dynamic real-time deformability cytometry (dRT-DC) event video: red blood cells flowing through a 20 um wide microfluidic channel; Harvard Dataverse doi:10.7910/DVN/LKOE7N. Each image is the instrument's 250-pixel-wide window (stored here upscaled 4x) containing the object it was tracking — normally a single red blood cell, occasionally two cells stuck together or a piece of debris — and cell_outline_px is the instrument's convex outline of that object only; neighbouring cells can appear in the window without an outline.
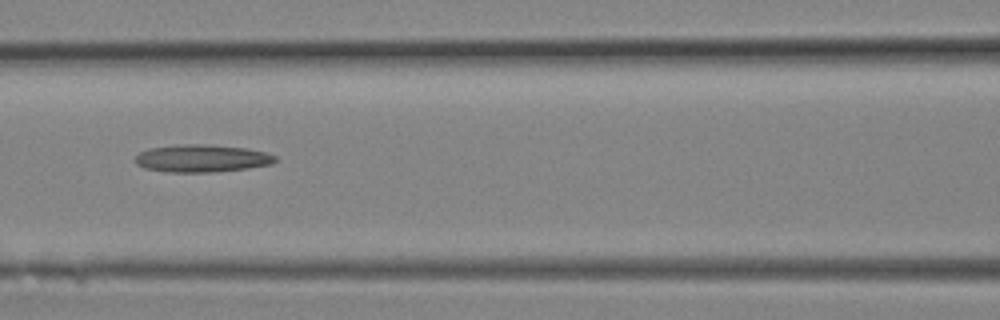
{"species": "Egyptian fruit bat (a non-hibernating species)", "species_latin": "Rousettus aegyptiacus", "temperature_condition": "room temperature", "stored_images_in_passage": 11, "camera_frame_rate_fps": 3000, "um_per_image_px": 0.085, "animal": {"sex": "female"}, "frame": {"image": 1, "passage_image": 10, "time_ms": 3.0, "image_size_px": [1000, 320], "cell_outline_px": [[276, 160], [272, 164], [248, 168], [212, 172], [164, 172], [144, 168], [136, 164], [132, 160], [140, 152], [148, 148], [176, 144], [208, 144], [248, 148], [264, 152], [276, 156]], "centroid_in_image_um": [17.1, 13.45], "position_along_channel_um": 149.5, "area_um2": 22.77}}
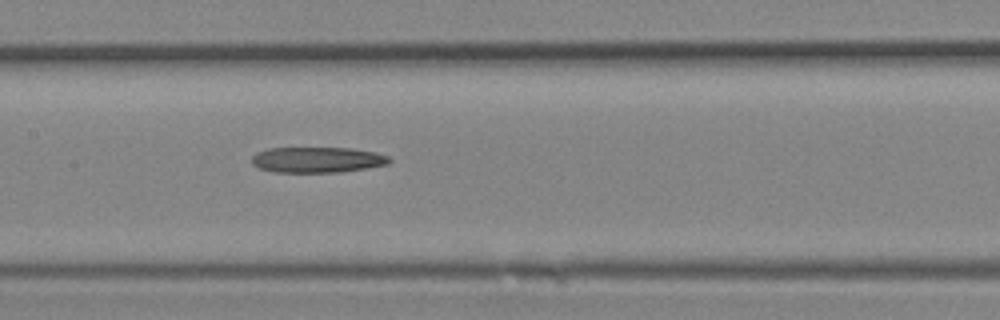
{"frame": {"image": 2, "passage_image": 11, "time_ms": 3.333, "image_size_px": [1000, 320], "cell_outline_px": [[392, 160], [388, 164], [368, 168], [340, 172], [272, 172], [260, 168], [252, 164], [252, 156], [256, 152], [268, 148], [352, 148], [376, 152], [388, 156]], "centroid_in_image_um": [26.98, 13.58], "position_along_channel_um": 180.4, "area_um2": 20.69}}